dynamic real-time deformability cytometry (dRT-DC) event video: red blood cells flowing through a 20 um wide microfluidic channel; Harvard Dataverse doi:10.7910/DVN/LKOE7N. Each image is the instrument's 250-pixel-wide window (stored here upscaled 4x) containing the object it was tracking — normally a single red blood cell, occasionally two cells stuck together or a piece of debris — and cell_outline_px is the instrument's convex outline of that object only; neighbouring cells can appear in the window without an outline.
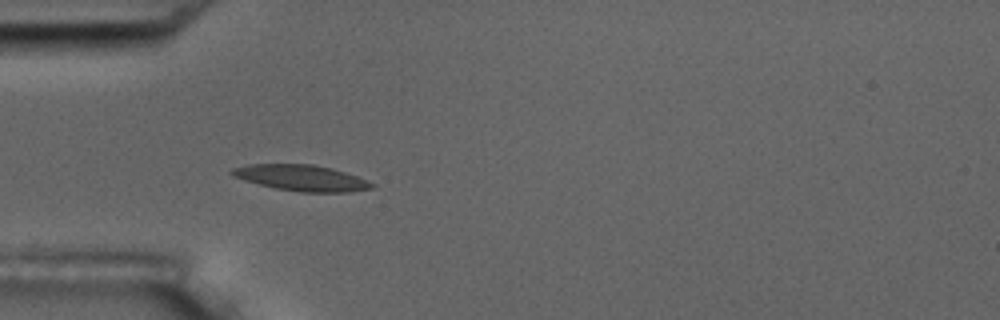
{"species": "common noctule bat (a hibernating species)", "species_latin": "Nyctalus noctula", "temperature_condition": "room temperature", "stored_images_in_passage": 6, "camera_frame_rate_fps": 3000, "um_per_image_px": 0.085, "animal": {"sex": "male", "body_mass_g": 17.5, "forearm_length_mm": 52.3}, "frame": {"image": 1, "passage_image": 6, "time_ms": 5.667, "image_size_px": [1000, 320], "cell_outline_px": [[376, 184], [372, 188], [348, 192], [300, 192], [276, 188], [244, 180], [232, 176], [228, 172], [232, 168], [248, 164], [312, 164], [332, 168], [356, 176]], "centroid_in_image_um": [25.59, 15.11], "position_along_channel_um": 59.4, "area_um2": 21.1}}